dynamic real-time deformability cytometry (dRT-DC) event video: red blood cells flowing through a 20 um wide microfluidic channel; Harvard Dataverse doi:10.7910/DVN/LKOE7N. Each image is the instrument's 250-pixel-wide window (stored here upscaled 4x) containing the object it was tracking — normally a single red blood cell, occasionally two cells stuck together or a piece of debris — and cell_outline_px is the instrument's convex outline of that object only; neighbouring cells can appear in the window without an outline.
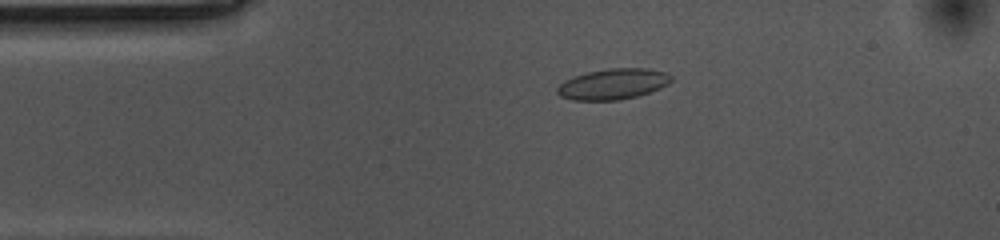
{"species": "common noctule bat (a hibernating species)", "species_latin": "Nyctalus noctula", "temperature_condition": "cold", "stored_images_in_passage": 51, "camera_frame_rate_fps": 3000, "um_per_image_px": 0.085, "animal": {"sex": "female", "body_mass_g": 10.0, "forearm_length_mm": 53.1}, "frame": {"image": 1, "passage_image": 6, "time_ms": 1.667, "image_size_px": [1000, 240], "cell_outline_px": [[672, 80], [668, 84], [660, 88], [636, 96], [620, 100], [572, 100], [560, 96], [556, 92], [556, 88], [564, 80], [572, 76], [588, 72], [608, 68], [648, 68], [668, 72], [672, 76]], "centroid_in_image_um": [52.1, 7.13], "position_along_channel_um": 32.9, "area_um2": 20.58}}
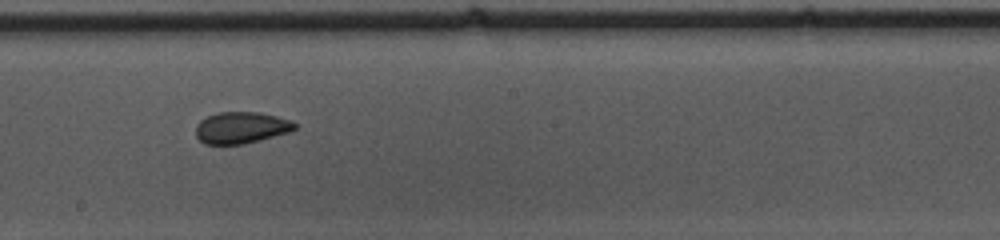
{"frame": {"image": 2, "passage_image": 25, "time_ms": 8.0, "image_size_px": [1000, 240], "cell_outline_px": [[296, 128], [288, 132], [244, 144], [204, 144], [196, 136], [196, 124], [200, 120], [216, 112], [260, 112], [292, 120], [296, 124]], "centroid_in_image_um": [20.48, 10.84], "position_along_channel_um": 227.7, "area_um2": 18.21}}
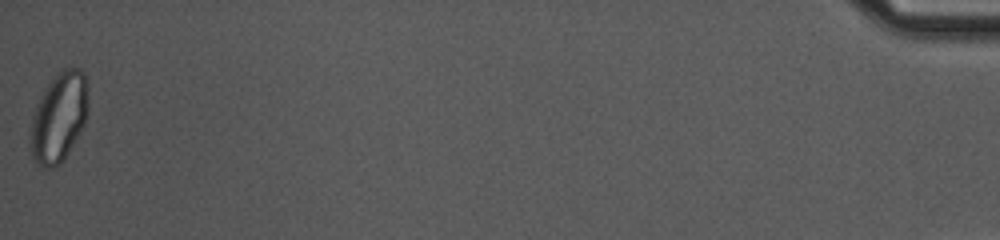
{"frame": {"image": 3, "passage_image": 51, "time_ms": 16.667, "image_size_px": [1000, 240], "cell_outline_px": [[88, 112], [84, 124], [64, 160], [60, 164], [52, 168], [44, 168], [32, 156], [28, 140], [32, 116], [36, 104], [40, 96], [48, 84], [64, 68], [80, 68], [84, 72], [88, 88]], "centroid_in_image_um": [5.0, 9.98], "position_along_channel_um": 430.2, "area_um2": 30.29}, "authors_computed_cell_mechanics": {"area_um2": 19.8254, "velocity_mm_per_s": 3.5366, "shape_relaxation_time_tau1_ms": null, "shape_relaxation_time_tau2_ms": 1.2473, "deformation_change_tau1": null, "deformation_change_tau2": 0.0506}}